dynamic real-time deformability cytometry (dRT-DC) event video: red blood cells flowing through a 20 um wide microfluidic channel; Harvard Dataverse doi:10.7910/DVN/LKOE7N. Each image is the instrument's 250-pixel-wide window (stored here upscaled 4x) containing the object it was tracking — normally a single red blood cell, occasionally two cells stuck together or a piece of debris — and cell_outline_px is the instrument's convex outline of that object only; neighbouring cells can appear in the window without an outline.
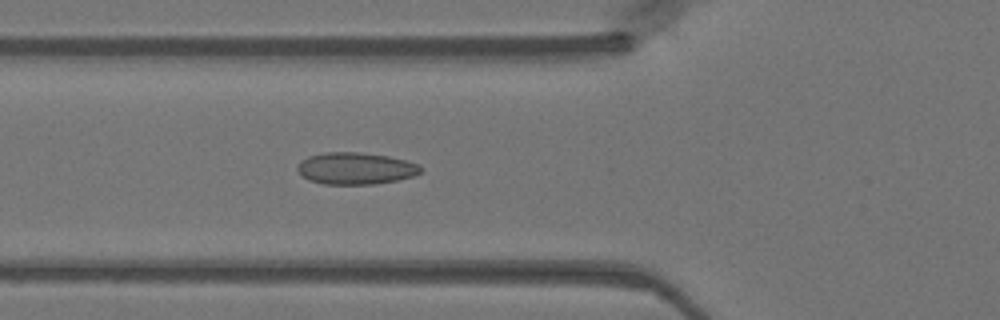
{"species": "Egyptian fruit bat (a non-hibernating species)", "species_latin": "Rousettus aegyptiacus", "temperature_condition": "warm", "stored_images_in_passage": 34, "camera_frame_rate_fps": 3000, "um_per_image_px": 0.085, "animal": {"sex": "female"}, "frame": {"image": 1, "passage_image": 9, "time_ms": 2.667, "image_size_px": [1000, 320], "cell_outline_px": [[424, 168], [420, 172], [412, 176], [396, 180], [376, 184], [324, 184], [308, 180], [296, 168], [308, 156], [324, 152], [356, 152], [388, 156], [420, 164]], "centroid_in_image_um": [30.25, 14.31], "position_along_channel_um": 95.5, "area_um2": 22.72}}
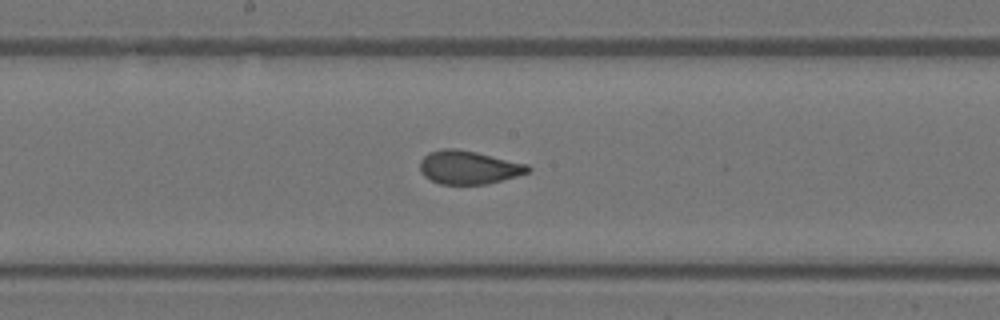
{"frame": {"image": 2, "passage_image": 17, "time_ms": 5.333, "image_size_px": [1000, 320], "cell_outline_px": [[532, 168], [528, 172], [516, 176], [488, 184], [440, 184], [424, 176], [420, 172], [420, 160], [428, 152], [444, 148], [456, 148], [476, 152], [528, 164]], "centroid_in_image_um": [39.82, 14.22], "position_along_channel_um": 208.4, "area_um2": 21.04}}
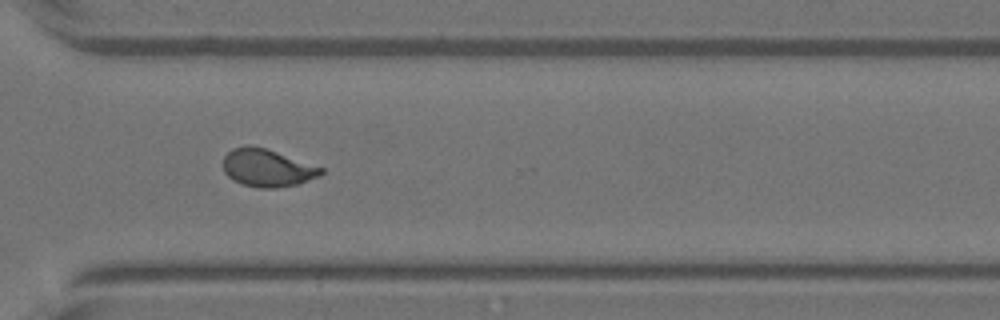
{"frame": {"image": 3, "passage_image": 27, "time_ms": 8.667, "image_size_px": [1000, 320], "cell_outline_px": [[324, 172], [320, 176], [296, 184], [276, 188], [260, 188], [240, 184], [232, 180], [224, 172], [224, 156], [232, 148], [248, 144], [264, 148], [324, 168]], "centroid_in_image_um": [22.69, 14.28], "position_along_channel_um": 347.9, "area_um2": 21.39}}